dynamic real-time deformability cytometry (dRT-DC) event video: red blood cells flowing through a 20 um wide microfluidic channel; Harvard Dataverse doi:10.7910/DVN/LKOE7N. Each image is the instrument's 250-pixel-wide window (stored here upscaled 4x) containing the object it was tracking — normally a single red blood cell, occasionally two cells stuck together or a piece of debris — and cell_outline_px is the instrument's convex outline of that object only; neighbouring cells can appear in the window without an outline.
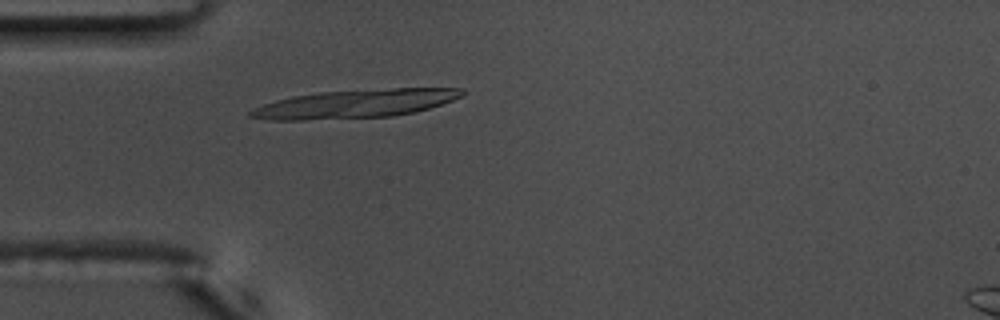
{"species": "common noctule bat (a hibernating species)", "species_latin": "Nyctalus noctula", "temperature_condition": "warm", "stored_images_in_passage": 52, "camera_frame_rate_fps": 3000, "um_per_image_px": 0.085, "animal": {"sex": "male", "body_mass_g": 17.5, "forearm_length_mm": 52.3}, "frame": {"image": 1, "passage_image": 13, "time_ms": 4.0, "image_size_px": [1000, 320], "cell_outline_px": [[464, 96], [416, 112], [392, 116], [304, 120], [268, 120], [248, 116], [248, 112], [264, 104], [276, 100], [292, 96], [320, 92], [392, 88], [464, 88]], "centroid_in_image_um": [30.2, 8.82], "position_along_channel_um": 54.8, "area_um2": 34.85}}